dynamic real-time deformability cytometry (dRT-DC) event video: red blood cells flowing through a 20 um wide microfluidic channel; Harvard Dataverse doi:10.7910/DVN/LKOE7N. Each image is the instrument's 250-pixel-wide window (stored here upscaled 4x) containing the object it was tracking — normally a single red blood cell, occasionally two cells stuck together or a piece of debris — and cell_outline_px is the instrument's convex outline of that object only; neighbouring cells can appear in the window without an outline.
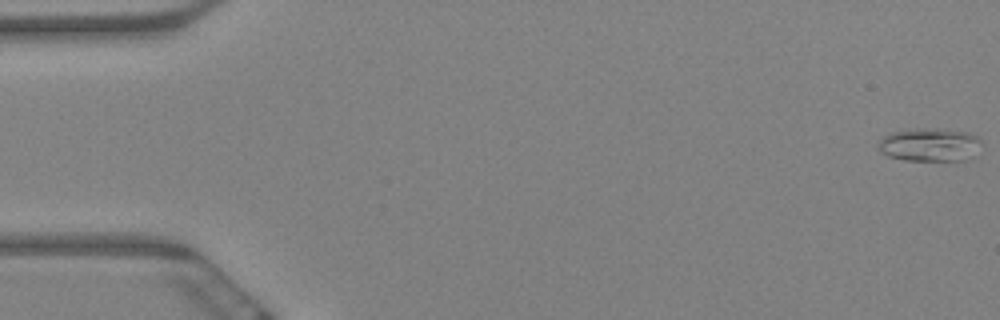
{"species": "Egyptian fruit bat (a non-hibernating species)", "species_latin": "Rousettus aegyptiacus", "temperature_condition": "warm", "stored_images_in_passage": 64, "camera_frame_rate_fps": 3000, "um_per_image_px": 0.085, "animal": {"sex": "female"}, "frame": {"image": 1, "passage_image": 1, "time_ms": 0.0, "image_size_px": [1000, 320], "cell_outline_px": [[980, 140], [976, 156], [964, 160], [904, 160], [888, 156], [880, 152], [880, 140], [884, 136], [892, 132], [916, 128], [940, 128], [968, 132], [976, 136]], "centroid_in_image_um": [79.05, 12.29], "position_along_channel_um": 6.0, "area_um2": 20.0}}
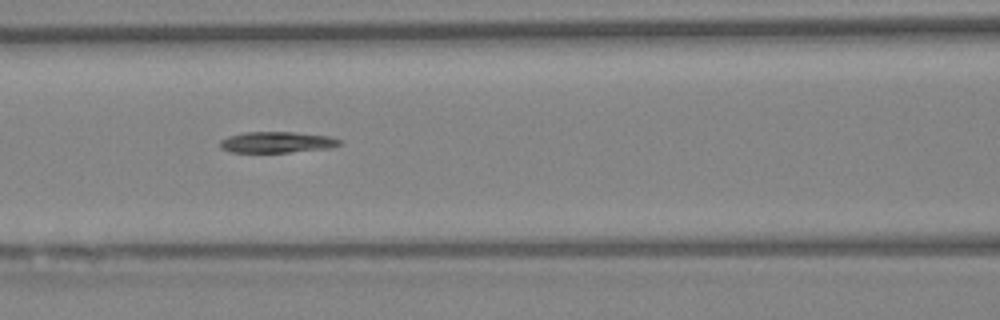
{"frame": {"image": 2, "passage_image": 28, "time_ms": 9.0, "image_size_px": [1000, 320], "cell_outline_px": [[340, 144], [332, 148], [288, 152], [232, 152], [220, 148], [220, 140], [228, 136], [244, 132], [292, 132], [328, 136], [340, 140]], "centroid_in_image_um": [23.51, 12.09], "position_along_channel_um": 143.1, "area_um2": 14.57}}
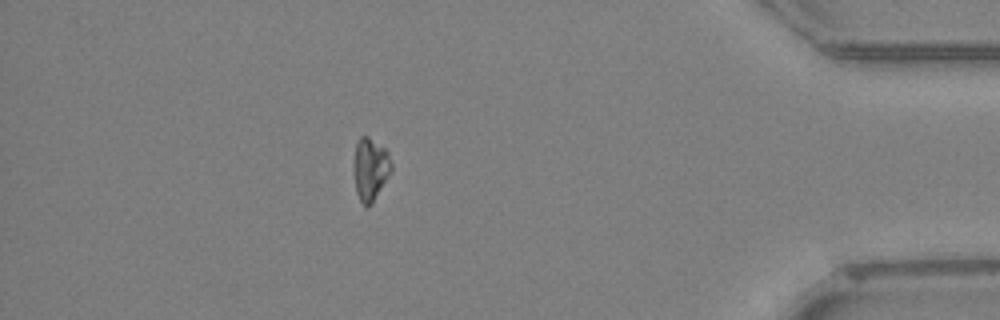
{"frame": {"image": 3, "passage_image": 56, "time_ms": 18.333, "image_size_px": [1000, 320], "cell_outline_px": [[392, 172], [372, 204], [364, 204], [360, 200], [356, 192], [352, 172], [356, 144], [360, 136], [368, 136], [384, 148], [388, 152], [392, 164]], "centroid_in_image_um": [31.48, 14.37], "position_along_channel_um": 403.7, "area_um2": 13.93}}